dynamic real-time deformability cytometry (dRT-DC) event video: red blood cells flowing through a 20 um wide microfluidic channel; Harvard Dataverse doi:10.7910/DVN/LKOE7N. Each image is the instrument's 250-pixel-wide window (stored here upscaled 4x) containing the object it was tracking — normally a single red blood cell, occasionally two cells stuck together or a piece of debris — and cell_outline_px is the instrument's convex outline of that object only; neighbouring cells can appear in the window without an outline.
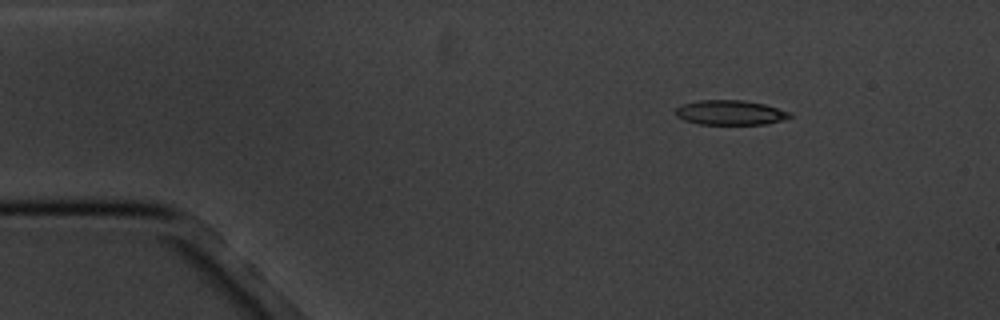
{"species": "common noctule bat (a hibernating species)", "species_latin": "Nyctalus noctula", "temperature_condition": "cold", "stored_images_in_passage": 4, "camera_frame_rate_fps": 3000, "um_per_image_px": 0.085, "animal": {"sex": "male", "body_mass_g": 20.1, "forearm_length_mm": 53.5}, "frame": {"image": 1, "passage_image": 1, "time_ms": 0.0, "image_size_px": [1000, 320], "cell_outline_px": [[792, 116], [784, 120], [764, 124], [700, 124], [684, 120], [676, 116], [676, 108], [680, 104], [700, 100], [744, 100], [764, 104], [792, 112]], "centroid_in_image_um": [62.08, 9.56], "position_along_channel_um": 22.9, "area_um2": 16.53}}
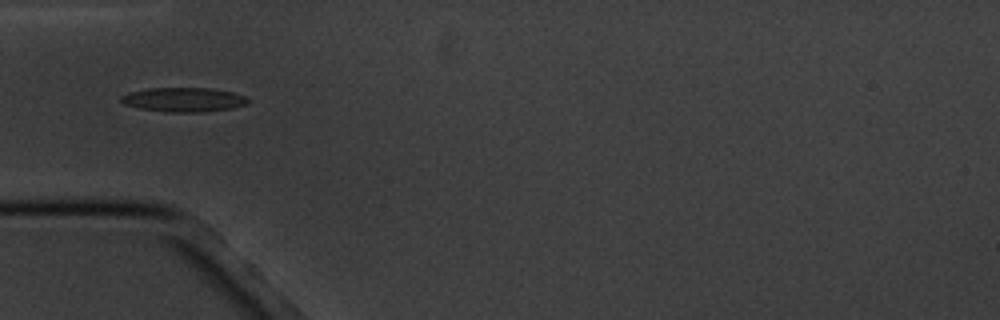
{"frame": {"image": 2, "passage_image": 3, "time_ms": 3.333, "image_size_px": [1000, 320], "cell_outline_px": [[248, 104], [232, 108], [204, 112], [164, 112], [136, 108], [124, 104], [120, 100], [120, 96], [128, 92], [148, 88], [212, 88], [232, 92], [244, 96], [248, 100]], "centroid_in_image_um": [15.56, 8.47], "position_along_channel_um": 69.4, "area_um2": 18.15}}
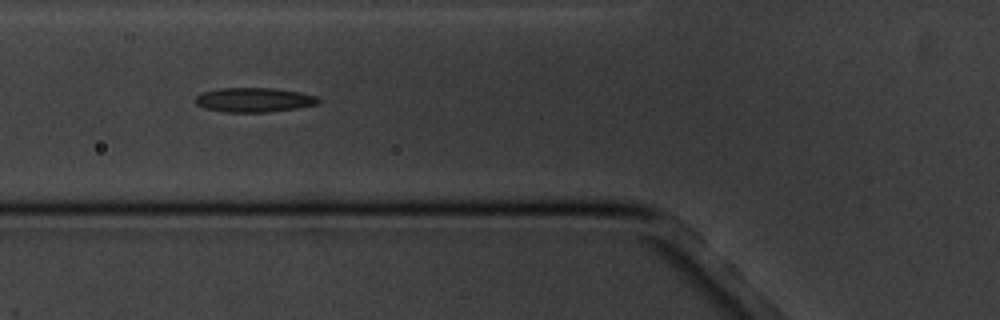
{"frame": {"image": 3, "passage_image": 4, "time_ms": 4.333, "image_size_px": [1000, 320], "cell_outline_px": [[320, 100], [316, 104], [296, 108], [268, 112], [224, 112], [204, 108], [196, 104], [196, 96], [204, 92], [220, 88], [276, 88], [300, 92], [316, 96]], "centroid_in_image_um": [21.59, 8.49], "position_along_channel_um": 104.2, "area_um2": 17.4}}